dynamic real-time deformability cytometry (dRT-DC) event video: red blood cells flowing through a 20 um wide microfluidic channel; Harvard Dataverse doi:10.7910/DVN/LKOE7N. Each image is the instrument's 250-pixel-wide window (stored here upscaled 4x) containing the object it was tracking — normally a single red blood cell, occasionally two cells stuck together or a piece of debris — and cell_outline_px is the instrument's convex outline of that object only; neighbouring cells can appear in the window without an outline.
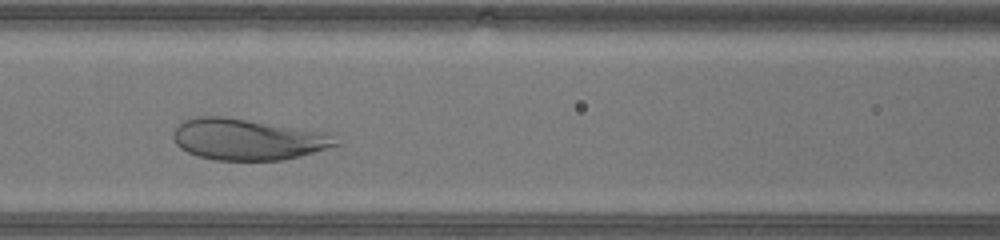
{"species": "human", "species_latin": "Homo sapiens", "temperature_condition": "warm", "stored_images_in_passage": 28, "camera_frame_rate_fps": 3000, "um_per_image_px": 0.085, "donor": {"sex": "male"}, "frame": {"image": 1, "passage_image": 12, "time_ms": 3.667, "image_size_px": [1000, 240], "cell_outline_px": [[340, 144], [300, 156], [284, 160], [216, 160], [196, 156], [180, 148], [176, 144], [172, 136], [172, 132], [184, 120], [196, 116], [224, 116], [336, 132]], "centroid_in_image_um": [21.13, 11.83], "position_along_channel_um": 145.5, "area_um2": 39.94}}
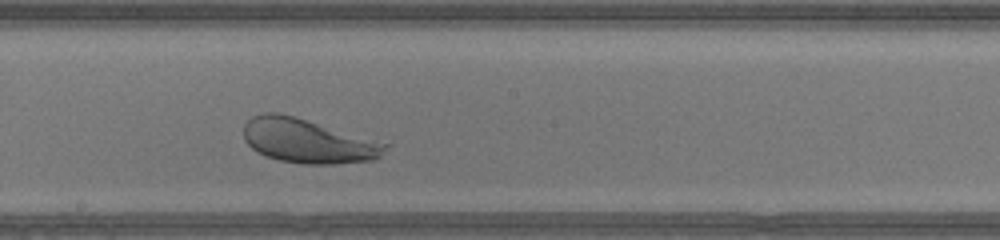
{"frame": {"image": 2, "passage_image": 17, "time_ms": 5.333, "image_size_px": [1000, 240], "cell_outline_px": [[392, 144], [380, 156], [372, 160], [332, 164], [304, 164], [280, 160], [256, 152], [244, 140], [244, 124], [252, 116], [264, 112], [276, 112], [292, 116]], "centroid_in_image_um": [26.17, 11.98], "position_along_channel_um": 222.0, "area_um2": 36.3}}
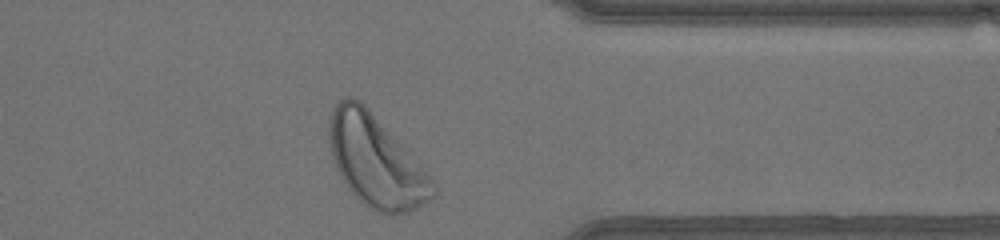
{"frame": {"image": 3, "passage_image": 28, "time_ms": 9.0, "image_size_px": [1000, 240], "cell_outline_px": [[436, 192], [428, 200], [416, 208], [408, 212], [392, 216], [388, 216], [376, 212], [368, 208], [348, 188], [340, 176], [332, 156], [328, 136], [328, 120], [332, 108], [344, 96], [352, 96], [360, 100], [368, 108], [420, 164], [436, 184]], "centroid_in_image_um": [31.92, 13.7], "position_along_channel_um": 379.5, "area_um2": 55.2}}